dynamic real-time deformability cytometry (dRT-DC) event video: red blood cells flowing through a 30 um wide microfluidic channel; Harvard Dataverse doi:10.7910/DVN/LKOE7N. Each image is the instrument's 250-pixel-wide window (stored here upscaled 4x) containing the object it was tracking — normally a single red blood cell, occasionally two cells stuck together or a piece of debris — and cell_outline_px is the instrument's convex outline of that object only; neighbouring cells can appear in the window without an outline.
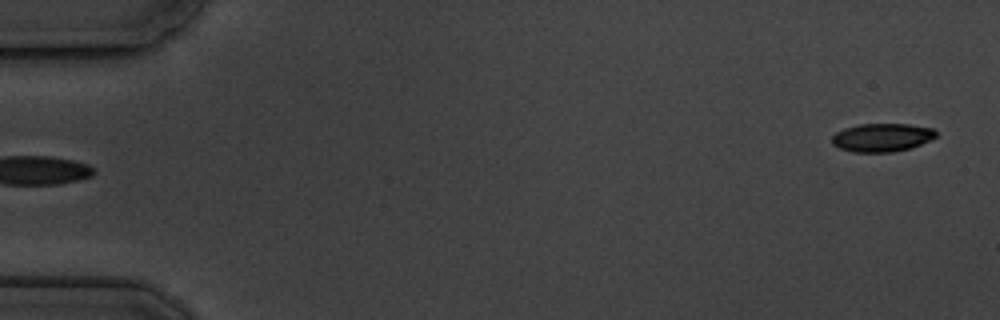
{"species": "common noctule bat (a hibernating species)", "species_latin": "Nyctalus noctula", "temperature_condition": "cold", "stored_images_in_passage": 4, "camera_frame_rate_fps": 3000, "um_per_image_px": 0.085, "animal": {"sex": "male", "body_mass_g": 19.5, "forearm_length_mm": 54.6}, "frame": {"image": 1, "passage_image": 4, "time_ms": 4.333, "image_size_px": [1000, 320], "cell_outline_px": [[936, 136], [932, 140], [912, 148], [892, 152], [852, 152], [840, 148], [832, 144], [832, 136], [836, 132], [844, 128], [860, 124], [908, 124], [932, 128], [936, 132]], "centroid_in_image_um": [74.98, 11.69], "position_along_channel_um": 10.0, "area_um2": 17.28}}